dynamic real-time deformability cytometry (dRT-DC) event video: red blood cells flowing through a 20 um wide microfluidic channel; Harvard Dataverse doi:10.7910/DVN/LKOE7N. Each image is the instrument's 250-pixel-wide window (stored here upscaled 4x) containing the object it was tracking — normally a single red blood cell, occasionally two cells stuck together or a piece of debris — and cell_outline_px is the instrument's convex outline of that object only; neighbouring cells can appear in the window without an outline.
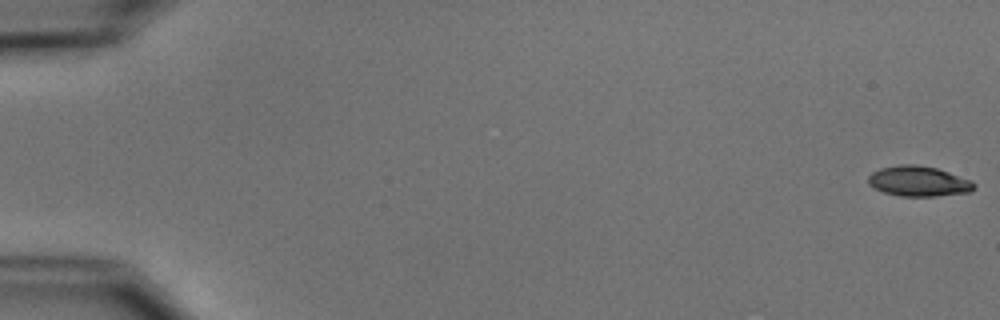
{"species": "common noctule bat (a hibernating species)", "species_latin": "Nyctalus noctula", "temperature_condition": "cold", "stored_images_in_passage": 54, "camera_frame_rate_fps": 3000, "um_per_image_px": 0.085, "animal": {"sex": "male", "body_mass_g": 15.6}, "frame": {"image": 1, "passage_image": 1, "time_ms": 0.0, "image_size_px": [1000, 320], "cell_outline_px": [[976, 188], [972, 192], [936, 196], [900, 196], [884, 192], [868, 184], [868, 176], [872, 172], [880, 168], [900, 164], [916, 164], [936, 168], [972, 180], [976, 184]], "centroid_in_image_um": [78.11, 15.4], "position_along_channel_um": 6.9, "area_um2": 18.79}}
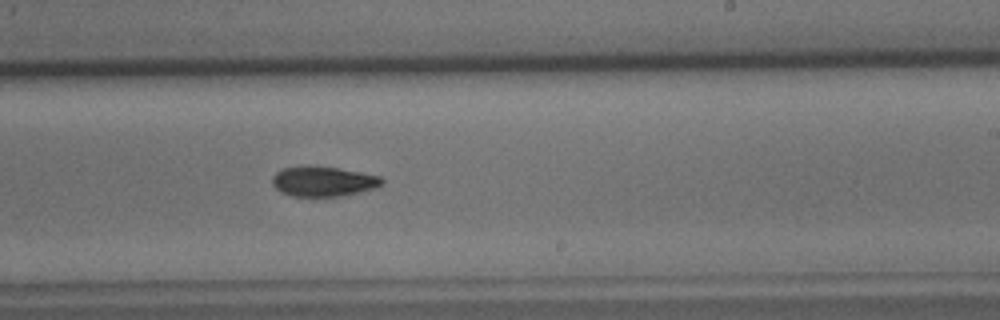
{"frame": {"image": 2, "passage_image": 34, "time_ms": 11.0, "image_size_px": [1000, 320], "cell_outline_px": [[384, 184], [376, 188], [344, 196], [292, 196], [280, 192], [272, 184], [272, 176], [276, 172], [284, 168], [308, 164], [340, 168], [380, 176], [384, 180]], "centroid_in_image_um": [27.48, 15.4], "position_along_channel_um": 261.5, "area_um2": 19.59}}
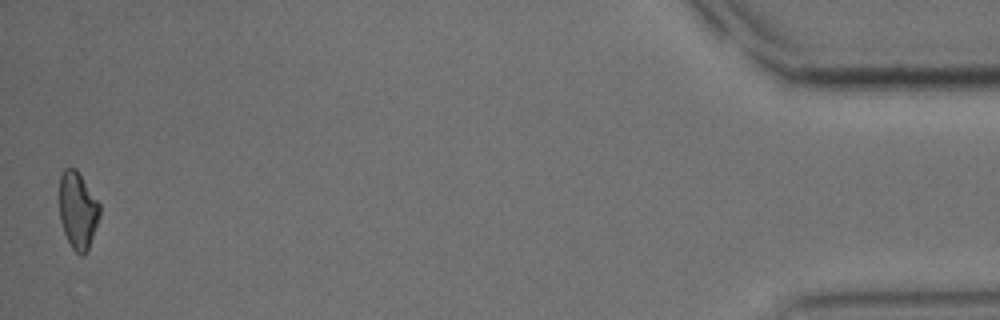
{"frame": {"image": 3, "passage_image": 54, "time_ms": 17.667, "image_size_px": [1000, 320], "cell_outline_px": [[100, 216], [88, 248], [84, 256], [80, 256], [72, 248], [64, 232], [60, 220], [60, 176], [64, 168], [76, 168], [100, 204]], "centroid_in_image_um": [6.61, 17.88], "position_along_channel_um": 428.6, "area_um2": 17.98}, "authors_computed_cell_mechanics": {"area_um2": 19.1029, "velocity_mm_per_s": 3.7669, "shape_relaxation_time_tau1_ms": 4.872, "shape_relaxation_time_tau2_ms": null, "deformation_change_tau1": 0.1298, "deformation_change_tau2": null}}